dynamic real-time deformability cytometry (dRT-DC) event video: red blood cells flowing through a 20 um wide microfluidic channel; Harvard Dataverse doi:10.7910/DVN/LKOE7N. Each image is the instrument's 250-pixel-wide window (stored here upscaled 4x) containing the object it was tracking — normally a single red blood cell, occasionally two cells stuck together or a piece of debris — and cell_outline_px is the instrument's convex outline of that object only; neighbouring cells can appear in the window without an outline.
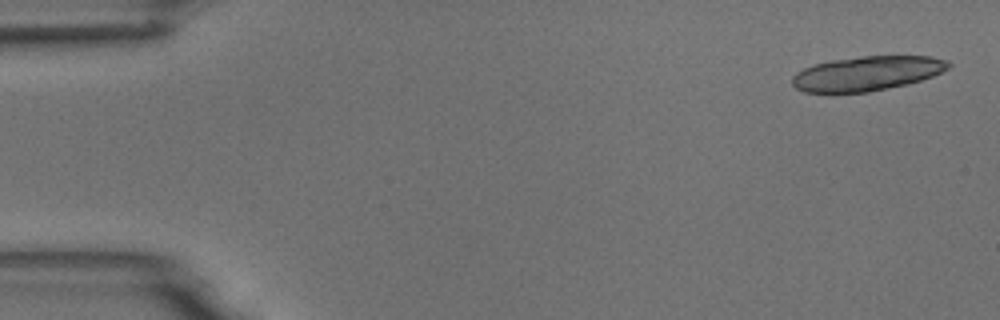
{"species": "common noctule bat (a hibernating species)", "species_latin": "Nyctalus noctula", "temperature_condition": "room temperature", "stored_images_in_passage": 3, "camera_frame_rate_fps": 3000, "um_per_image_px": 0.085, "animal": {"sex": "male", "body_mass_g": 18.8}, "frame": {"image": 1, "passage_image": 3, "time_ms": 2.667, "image_size_px": [1000, 320], "cell_outline_px": [[952, 64], [948, 68], [932, 76], [908, 84], [868, 92], [804, 92], [796, 88], [792, 84], [792, 76], [796, 72], [812, 64], [832, 60], [860, 56], [932, 56], [948, 60]], "centroid_in_image_um": [73.68, 6.23], "position_along_channel_um": 11.3, "area_um2": 31.44}}